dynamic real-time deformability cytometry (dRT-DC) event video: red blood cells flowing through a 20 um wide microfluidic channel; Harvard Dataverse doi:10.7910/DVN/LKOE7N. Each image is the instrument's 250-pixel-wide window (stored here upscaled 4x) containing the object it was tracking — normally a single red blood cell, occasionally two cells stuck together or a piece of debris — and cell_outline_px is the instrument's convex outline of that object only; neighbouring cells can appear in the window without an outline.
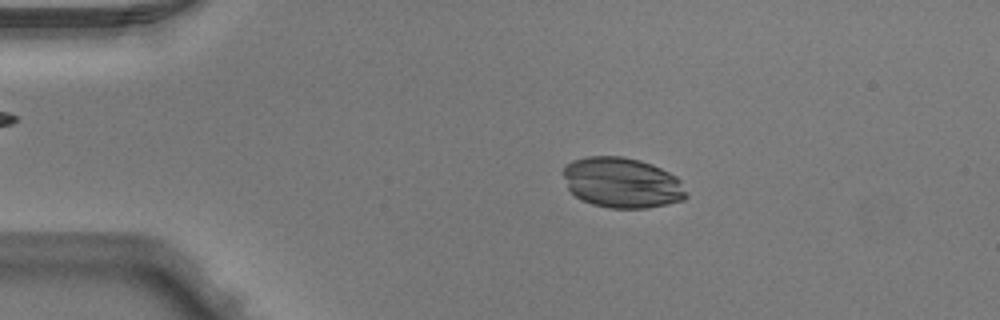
{"species": "Egyptian fruit bat (a non-hibernating species)", "species_latin": "Rousettus aegyptiacus", "temperature_condition": "warm", "stored_images_in_passage": 3, "camera_frame_rate_fps": 3000, "um_per_image_px": 0.085, "animal": {"sex": "male"}, "frame": {"image": 1, "passage_image": 2, "time_ms": 0.333, "image_size_px": [1000, 320], "cell_outline_px": [[688, 196], [684, 200], [668, 204], [648, 208], [608, 208], [592, 204], [580, 200], [568, 188], [560, 172], [564, 164], [572, 160], [588, 156], [620, 156], [640, 160], [652, 164], [676, 176], [680, 180]], "centroid_in_image_um": [52.83, 15.53], "position_along_channel_um": 32.2, "area_um2": 36.59}}